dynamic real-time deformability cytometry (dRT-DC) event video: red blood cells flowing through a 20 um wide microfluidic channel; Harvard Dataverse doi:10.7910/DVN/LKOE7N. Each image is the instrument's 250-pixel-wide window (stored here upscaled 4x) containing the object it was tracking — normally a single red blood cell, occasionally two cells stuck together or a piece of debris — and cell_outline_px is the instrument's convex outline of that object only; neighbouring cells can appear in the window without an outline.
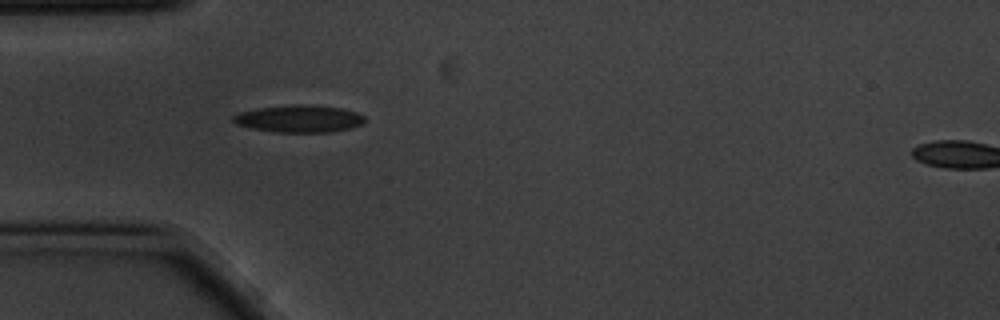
{"species": "common noctule bat (a hibernating species)", "species_latin": "Nyctalus noctula", "temperature_condition": "cold", "stored_images_in_passage": 8, "camera_frame_rate_fps": 3000, "um_per_image_px": 0.085, "animal": {"sex": "male", "body_mass_g": 20.1, "forearm_length_mm": 53.5}, "frame": {"image": 1, "passage_image": 6, "time_ms": 1.667, "image_size_px": [1000, 320], "cell_outline_px": [[364, 124], [332, 132], [276, 132], [252, 128], [236, 124], [232, 120], [232, 116], [240, 112], [256, 108], [292, 104], [300, 104], [340, 108], [356, 112], [364, 116]], "centroid_in_image_um": [25.4, 10.09], "position_along_channel_um": 59.6, "area_um2": 20.81}}